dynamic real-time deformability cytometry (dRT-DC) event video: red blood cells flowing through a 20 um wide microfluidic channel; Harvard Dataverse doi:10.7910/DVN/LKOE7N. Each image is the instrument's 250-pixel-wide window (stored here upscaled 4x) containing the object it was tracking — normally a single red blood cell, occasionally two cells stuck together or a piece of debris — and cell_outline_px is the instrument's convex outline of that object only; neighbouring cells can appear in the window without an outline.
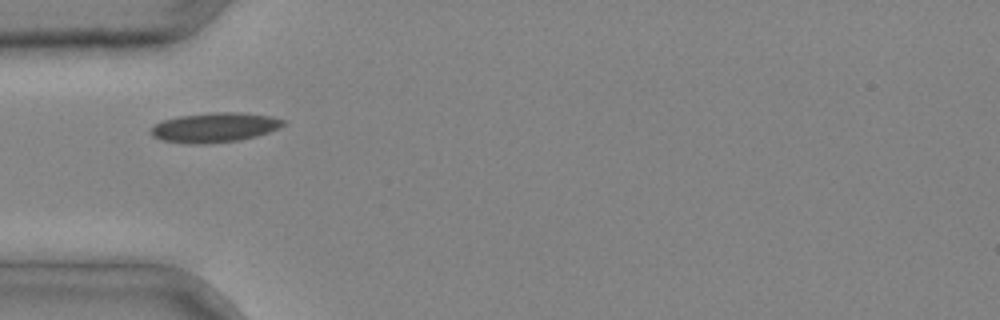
{"species": "common noctule bat (a hibernating species)", "species_latin": "Nyctalus noctula", "temperature_condition": "cold", "stored_images_in_passage": 1, "camera_frame_rate_fps": 3000, "um_per_image_px": 0.085, "animal": {"sex": "male", "body_mass_g": 20.4}, "frame": {"image": 1, "passage_image": 1, "time_ms": 0.0, "image_size_px": [1000, 320], "cell_outline_px": [[288, 120], [280, 128], [256, 136], [240, 140], [204, 144], [188, 144], [160, 140], [152, 136], [148, 132], [152, 124], [164, 120], [180, 116], [212, 112], [240, 112], [272, 116]], "centroid_in_image_um": [18.22, 10.83], "position_along_channel_um": 66.8, "area_um2": 23.24}}